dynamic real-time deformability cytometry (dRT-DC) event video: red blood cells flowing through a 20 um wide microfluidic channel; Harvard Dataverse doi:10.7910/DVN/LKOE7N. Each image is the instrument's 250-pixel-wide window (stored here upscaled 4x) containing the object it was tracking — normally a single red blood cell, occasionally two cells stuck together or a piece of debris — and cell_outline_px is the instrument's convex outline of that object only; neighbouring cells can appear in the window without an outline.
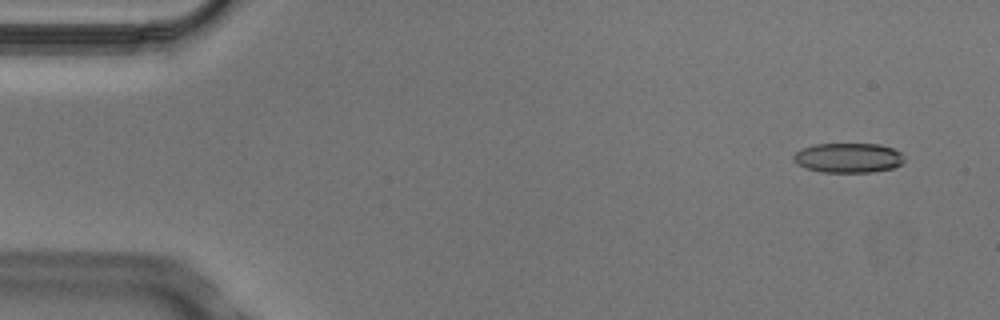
{"species": "Egyptian fruit bat (a non-hibernating species)", "species_latin": "Rousettus aegyptiacus", "temperature_condition": "cold", "stored_images_in_passage": 3, "camera_frame_rate_fps": 3000, "um_per_image_px": 0.085, "animal": {"sex": "male"}, "frame": {"image": 1, "passage_image": 1, "time_ms": 0.0, "image_size_px": [1000, 320], "cell_outline_px": [[904, 160], [900, 164], [892, 168], [872, 172], [820, 172], [804, 168], [796, 164], [792, 160], [792, 156], [800, 148], [816, 144], [880, 144], [892, 148], [900, 152], [904, 156]], "centroid_in_image_um": [72.05, 13.42], "position_along_channel_um": 13.0, "area_um2": 19.36}}